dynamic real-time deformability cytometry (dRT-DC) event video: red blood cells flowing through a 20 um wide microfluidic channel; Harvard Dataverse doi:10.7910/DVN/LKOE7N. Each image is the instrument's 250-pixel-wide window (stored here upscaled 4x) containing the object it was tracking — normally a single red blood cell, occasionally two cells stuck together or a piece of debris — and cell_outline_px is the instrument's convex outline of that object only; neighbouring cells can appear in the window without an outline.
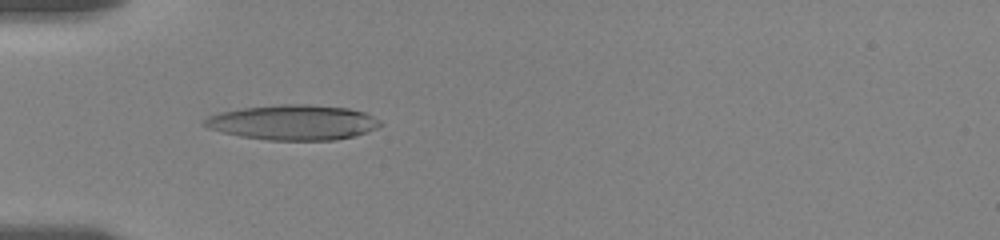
{"species": "human", "species_latin": "Homo sapiens", "temperature_condition": "room temperature", "stored_images_in_passage": 38, "camera_frame_rate_fps": 3000, "um_per_image_px": 0.085, "donor": {"sex": "female"}, "frame": {"image": 1, "passage_image": 1, "time_ms": 0.0, "image_size_px": [1000, 240], "cell_outline_px": [[384, 124], [368, 132], [336, 140], [268, 140], [240, 136], [208, 128], [200, 124], [208, 116], [220, 112], [244, 108], [280, 104], [308, 104], [348, 108], [364, 112], [380, 120]], "centroid_in_image_um": [24.93, 10.4], "position_along_channel_um": 60.1, "area_um2": 35.95}}
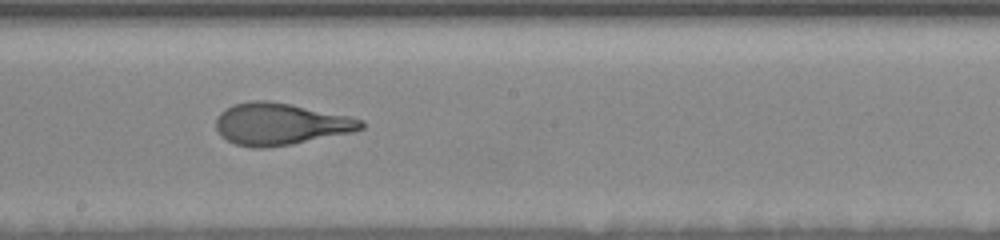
{"frame": {"image": 2, "passage_image": 15, "time_ms": 4.667, "image_size_px": [1000, 240], "cell_outline_px": [[364, 128], [352, 132], [292, 144], [264, 148], [252, 148], [236, 144], [220, 136], [216, 128], [216, 120], [220, 112], [232, 104], [252, 100], [268, 100], [292, 104], [348, 116], [364, 120]], "centroid_in_image_um": [23.81, 10.54], "position_along_channel_um": 224.4, "area_um2": 35.49}}
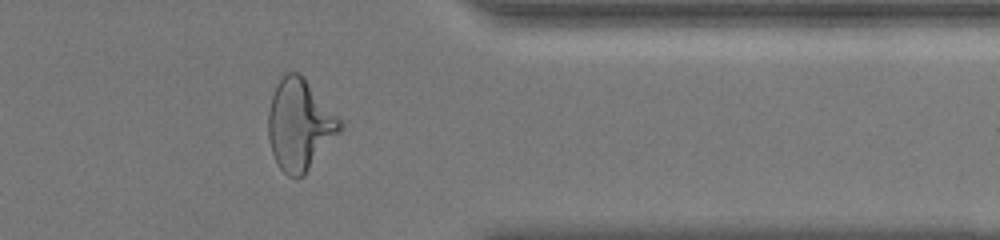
{"frame": {"image": 3, "passage_image": 29, "time_ms": 9.333, "image_size_px": [1000, 240], "cell_outline_px": [[344, 128], [304, 176], [296, 180], [288, 176], [280, 168], [272, 152], [268, 136], [268, 112], [272, 96], [276, 84], [284, 72], [300, 72], [304, 76], [344, 124]], "centroid_in_image_um": [25.48, 10.61], "position_along_channel_um": 385.9, "area_um2": 38.38}, "authors_computed_cell_mechanics": {"area_um2": 35.6337, "velocity_mm_per_s": 3.6313, "shape_relaxation_time_tau1_ms": 6.0477, "shape_relaxation_time_tau2_ms": 1.0679, "deformation_change_tau1": 0.2481, "deformation_change_tau2": 0.1015}}